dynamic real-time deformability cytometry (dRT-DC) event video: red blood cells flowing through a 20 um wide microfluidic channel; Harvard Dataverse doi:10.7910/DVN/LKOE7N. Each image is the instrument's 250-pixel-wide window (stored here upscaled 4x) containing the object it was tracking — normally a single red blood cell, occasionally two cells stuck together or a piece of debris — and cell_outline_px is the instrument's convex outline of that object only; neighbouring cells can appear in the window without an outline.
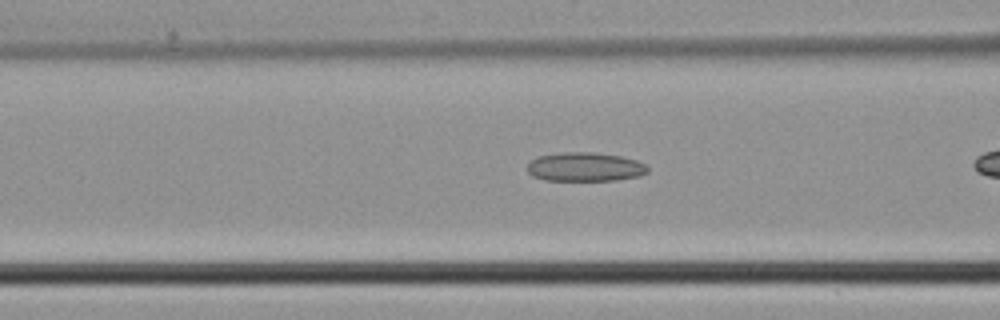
{"species": "common noctule bat (a hibernating species)", "species_latin": "Nyctalus noctula", "temperature_condition": "cold", "stored_images_in_passage": 33, "camera_frame_rate_fps": 3000, "um_per_image_px": 0.085, "animal": {"sex": "male", "body_mass_g": 21.5, "forearm_length_mm": 52.0}, "frame": {"image": 1, "passage_image": 15, "time_ms": 4.667, "image_size_px": [1000, 320], "cell_outline_px": [[648, 172], [640, 176], [616, 180], [544, 180], [532, 176], [528, 172], [528, 164], [536, 156], [564, 152], [592, 152], [620, 156], [636, 160], [644, 164], [648, 168]], "centroid_in_image_um": [49.71, 14.19], "position_along_channel_um": 116.9, "area_um2": 20.29}}
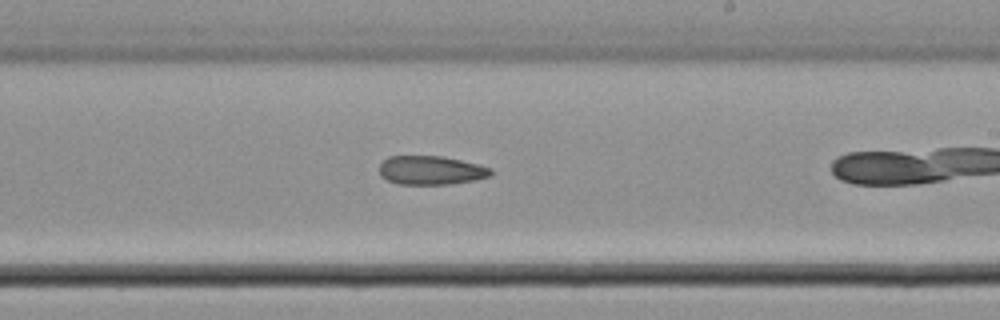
{"frame": {"image": 2, "passage_image": 24, "time_ms": 7.667, "image_size_px": [1000, 320], "cell_outline_px": [[492, 176], [476, 180], [452, 184], [396, 184], [380, 176], [380, 164], [388, 156], [444, 156], [492, 168]], "centroid_in_image_um": [36.64, 14.48], "position_along_channel_um": 252.4, "area_um2": 18.84}}